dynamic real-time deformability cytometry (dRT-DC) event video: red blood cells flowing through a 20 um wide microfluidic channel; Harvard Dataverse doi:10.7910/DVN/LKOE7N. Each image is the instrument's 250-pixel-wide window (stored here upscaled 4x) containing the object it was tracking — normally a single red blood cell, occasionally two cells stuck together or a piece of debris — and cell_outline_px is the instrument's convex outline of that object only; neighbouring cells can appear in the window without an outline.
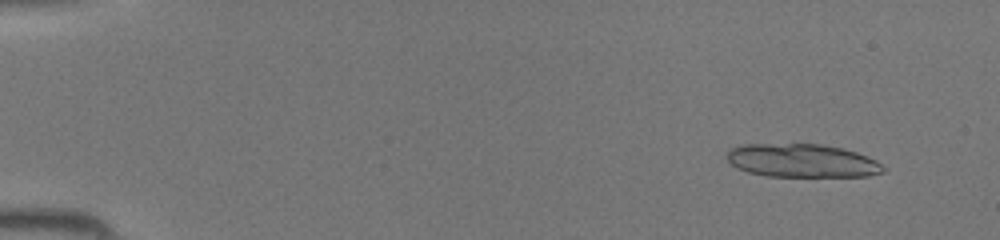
{"species": "common noctule bat (a hibernating species)", "species_latin": "Nyctalus noctula", "temperature_condition": "room temperature", "stored_images_in_passage": 45, "segment_of_instrument_passage": [1, 2], "camera_frame_rate_fps": 3000, "um_per_image_px": 0.085, "animal": {"sex": "female", "body_mass_g": 19.5, "forearm_length_mm": 54.1}, "frame": {"image": 1, "passage_image": 4, "time_ms": 1.0, "image_size_px": [1000, 240], "cell_outline_px": [[888, 168], [884, 172], [868, 176], [768, 176], [748, 172], [732, 164], [724, 156], [728, 148], [744, 144], [824, 144], [844, 148], [868, 156], [876, 160]], "centroid_in_image_um": [68.2, 13.64], "position_along_channel_um": 16.8, "area_um2": 30.69}}